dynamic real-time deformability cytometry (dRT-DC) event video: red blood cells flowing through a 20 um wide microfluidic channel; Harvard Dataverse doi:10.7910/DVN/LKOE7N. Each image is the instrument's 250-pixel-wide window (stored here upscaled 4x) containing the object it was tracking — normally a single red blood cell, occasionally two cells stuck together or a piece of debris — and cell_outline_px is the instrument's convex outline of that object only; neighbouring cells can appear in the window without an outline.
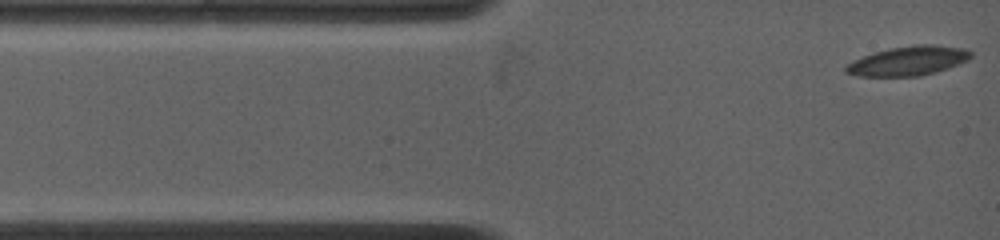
{"species": "common noctule bat (a hibernating species)", "species_latin": "Nyctalus noctula", "temperature_condition": "warm", "stored_images_in_passage": 54, "camera_frame_rate_fps": 4500, "um_per_image_px": 0.085, "animal": {"sex": "female", "body_mass_g": 19.0, "forearm_length_mm": 53.3}, "frame": {"image": 1, "passage_image": 1, "time_ms": 0.0, "image_size_px": [1000, 240], "cell_outline_px": [[972, 56], [968, 60], [948, 68], [936, 72], [920, 76], [856, 76], [844, 72], [844, 68], [848, 64], [872, 52], [912, 44], [936, 44], [964, 48], [972, 52]], "centroid_in_image_um": [77.23, 5.17], "position_along_channel_um": 7.8, "area_um2": 21.44}}
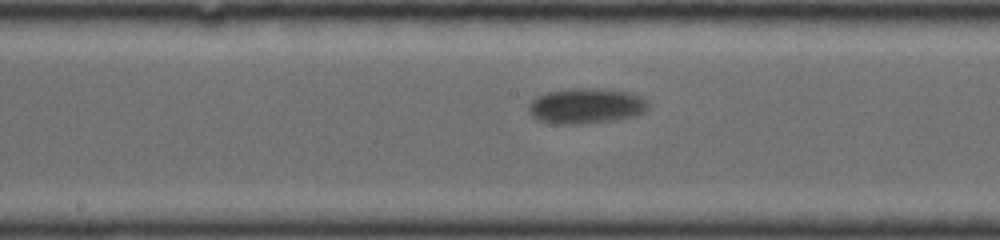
{"frame": {"image": 2, "passage_image": 19, "time_ms": 6.889, "image_size_px": [1000, 240], "cell_outline_px": [[648, 108], [644, 112], [636, 116], [612, 120], [580, 124], [548, 124], [532, 116], [528, 112], [528, 104], [536, 96], [544, 92], [572, 88], [596, 88], [628, 92], [644, 100], [648, 104]], "centroid_in_image_um": [49.74, 9.01], "position_along_channel_um": 198.5, "area_um2": 24.74}}
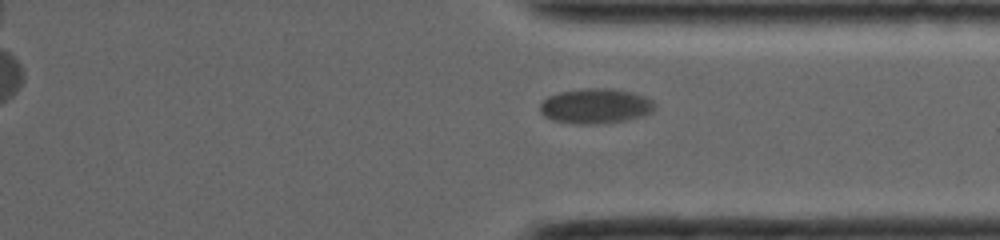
{"frame": {"image": 3, "passage_image": 39, "time_ms": 11.556, "image_size_px": [1000, 240], "cell_outline_px": [[656, 108], [652, 112], [644, 116], [624, 120], [596, 124], [576, 124], [552, 120], [544, 116], [540, 112], [540, 104], [548, 96], [560, 92], [584, 88], [608, 88], [632, 92], [644, 96], [652, 100], [656, 104]], "centroid_in_image_um": [50.63, 9.01], "position_along_channel_um": 360.8, "area_um2": 23.52}}